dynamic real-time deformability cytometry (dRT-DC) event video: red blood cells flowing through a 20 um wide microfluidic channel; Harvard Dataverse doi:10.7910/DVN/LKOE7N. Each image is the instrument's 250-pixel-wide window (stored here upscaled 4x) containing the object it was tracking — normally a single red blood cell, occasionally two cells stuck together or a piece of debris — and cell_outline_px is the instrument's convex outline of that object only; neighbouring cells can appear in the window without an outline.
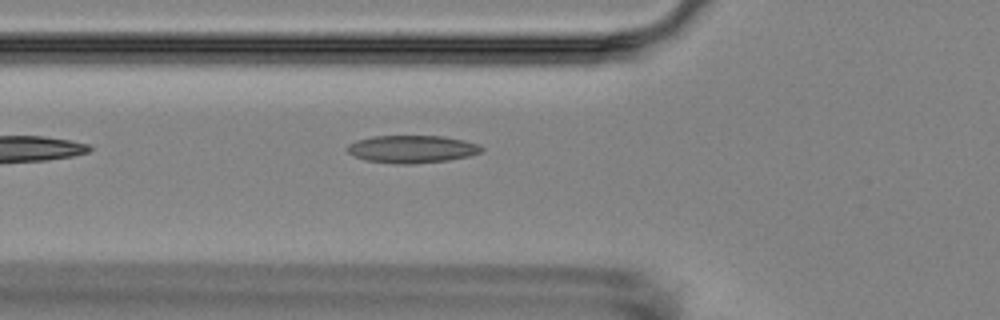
{"species": "Egyptian fruit bat (a non-hibernating species)", "species_latin": "Rousettus aegyptiacus", "temperature_condition": "room temperature", "stored_images_in_passage": 6, "camera_frame_rate_fps": 3000, "um_per_image_px": 0.085, "animal": {"sex": "female"}, "frame": {"image": 1, "passage_image": 6, "time_ms": 6.333, "image_size_px": [1000, 320], "cell_outline_px": [[484, 148], [480, 152], [468, 156], [448, 160], [412, 164], [396, 164], [364, 160], [352, 156], [348, 152], [348, 144], [356, 140], [372, 136], [444, 136], [464, 140], [480, 144]], "centroid_in_image_um": [35.0, 12.67], "position_along_channel_um": 90.8, "area_um2": 21.73}}